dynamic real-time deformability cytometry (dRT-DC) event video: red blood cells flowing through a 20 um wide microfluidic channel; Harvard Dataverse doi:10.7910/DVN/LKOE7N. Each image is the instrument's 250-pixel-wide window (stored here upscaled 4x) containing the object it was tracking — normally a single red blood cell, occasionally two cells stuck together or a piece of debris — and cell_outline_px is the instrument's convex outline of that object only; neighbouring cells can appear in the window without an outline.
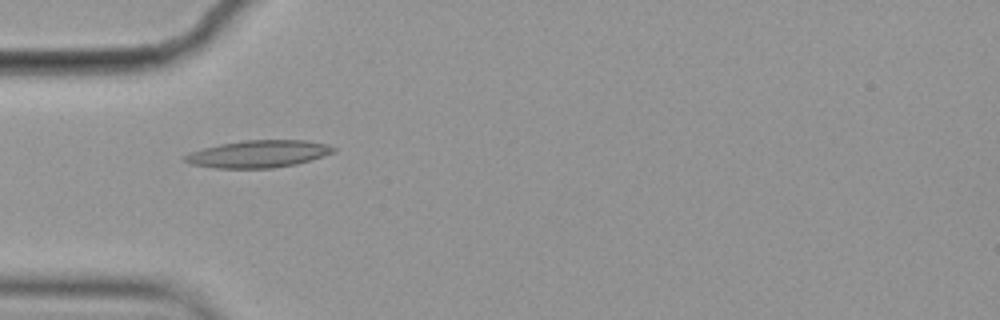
{"species": "common noctule bat (a hibernating species)", "species_latin": "Nyctalus noctula", "temperature_condition": "cold", "stored_images_in_passage": 2, "camera_frame_rate_fps": 3000, "um_per_image_px": 0.085, "animal": {"sex": "female", "body_mass_g": 19.9}, "frame": {"image": 1, "passage_image": 1, "time_ms": 0.0, "image_size_px": [1000, 320], "cell_outline_px": [[336, 152], [312, 160], [296, 164], [272, 168], [212, 168], [192, 164], [184, 160], [184, 156], [188, 152], [220, 144], [244, 140], [308, 140], [328, 144], [336, 148]], "centroid_in_image_um": [22.0, 13.08], "position_along_channel_um": 63.0, "area_um2": 23.76}}
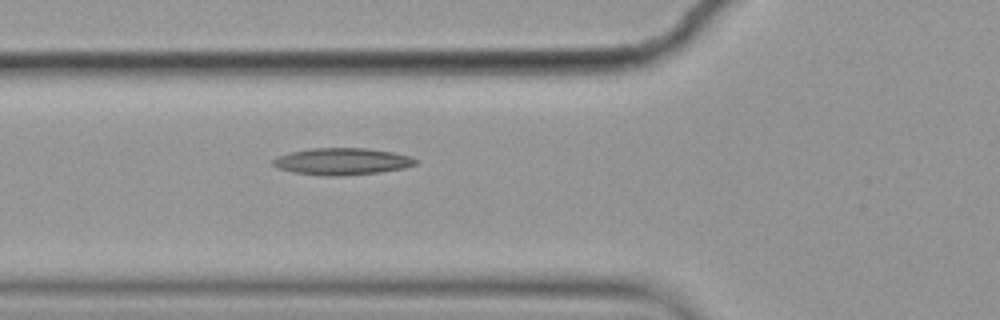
{"frame": {"image": 2, "passage_image": 2, "time_ms": 0.333, "image_size_px": [1000, 320], "cell_outline_px": [[420, 160], [416, 164], [404, 168], [380, 172], [340, 176], [328, 176], [292, 172], [276, 168], [272, 164], [272, 160], [276, 156], [292, 152], [312, 148], [364, 148], [392, 152], [412, 156]], "centroid_in_image_um": [29.08, 13.72], "position_along_channel_um": 96.7, "area_um2": 22.43}}